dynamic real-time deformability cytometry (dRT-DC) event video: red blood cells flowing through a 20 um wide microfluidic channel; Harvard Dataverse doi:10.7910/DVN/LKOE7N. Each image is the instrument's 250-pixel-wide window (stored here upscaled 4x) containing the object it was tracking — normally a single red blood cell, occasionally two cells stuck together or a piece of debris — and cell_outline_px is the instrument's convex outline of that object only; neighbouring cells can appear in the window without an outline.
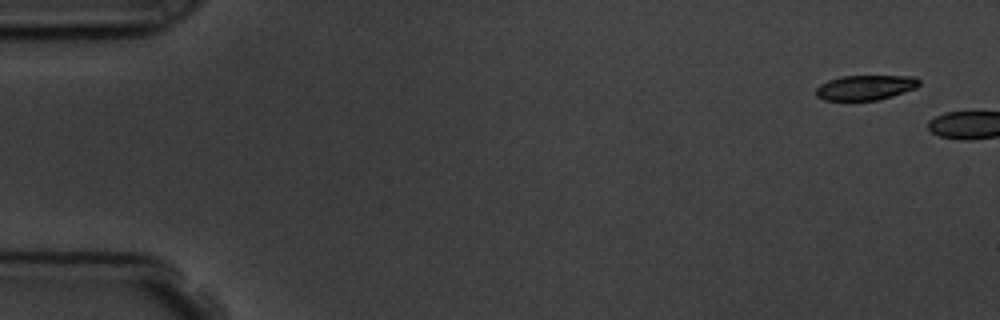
{"species": "common noctule bat (a hibernating species)", "species_latin": "Nyctalus noctula", "temperature_condition": "room temperature", "stored_images_in_passage": 2, "camera_frame_rate_fps": 3000, "um_per_image_px": 0.085, "animal": {"sex": "male", "body_mass_g": 19.5, "forearm_length_mm": 54.6}, "frame": {"image": 1, "passage_image": 1, "time_ms": 0.0, "image_size_px": [1000, 320], "cell_outline_px": [[920, 84], [916, 88], [880, 100], [824, 100], [816, 96], [816, 88], [820, 84], [828, 80], [840, 76], [916, 76], [920, 80]], "centroid_in_image_um": [73.57, 7.43], "position_along_channel_um": 11.4, "area_um2": 15.09}}